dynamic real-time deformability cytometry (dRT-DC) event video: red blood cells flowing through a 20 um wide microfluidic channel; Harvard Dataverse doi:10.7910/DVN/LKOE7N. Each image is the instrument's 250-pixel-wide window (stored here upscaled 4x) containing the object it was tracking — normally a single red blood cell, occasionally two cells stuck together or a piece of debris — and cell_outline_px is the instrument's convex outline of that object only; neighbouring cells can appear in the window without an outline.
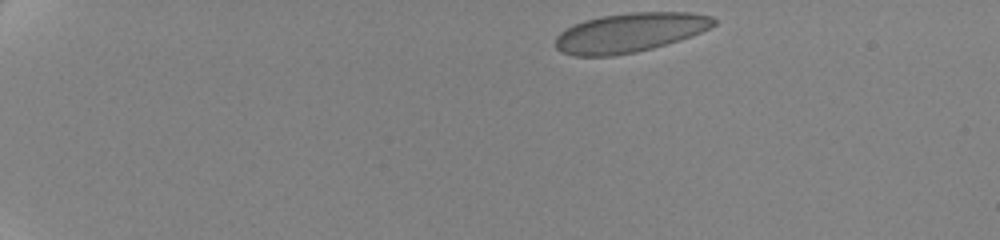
{"species": "human", "species_latin": "Homo sapiens", "temperature_condition": "cold", "stored_images_in_passage": 43, "camera_frame_rate_fps": 3000, "um_per_image_px": 0.085, "donor": {"sex": "female"}, "frame": {"image": 1, "passage_image": 1, "time_ms": 0.0, "image_size_px": [1000, 240], "cell_outline_px": [[716, 24], [700, 32], [680, 40], [652, 48], [636, 52], [612, 56], [576, 56], [564, 52], [556, 48], [556, 36], [560, 32], [584, 20], [600, 16], [632, 12], [688, 12], [712, 16], [716, 20]], "centroid_in_image_um": [53.54, 2.76], "position_along_channel_um": 31.5, "area_um2": 36.01}}
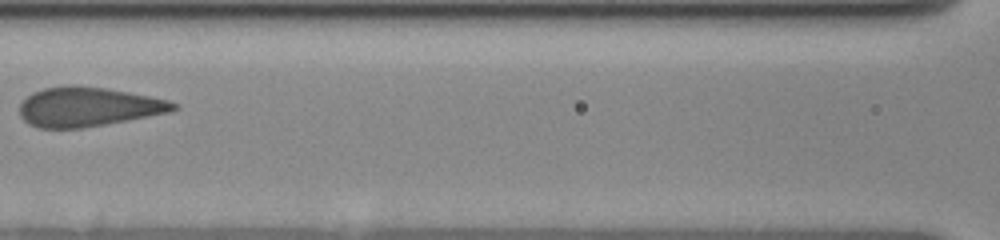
{"frame": {"image": 2, "passage_image": 26, "time_ms": 6.667, "image_size_px": [1000, 240], "cell_outline_px": [[180, 108], [172, 112], [104, 124], [80, 128], [36, 128], [28, 124], [20, 116], [20, 104], [32, 92], [44, 88], [68, 84], [76, 84], [104, 88], [128, 92], [168, 100], [176, 104]], "centroid_in_image_um": [7.47, 9.07], "position_along_channel_um": 159.1, "area_um2": 35.32}}
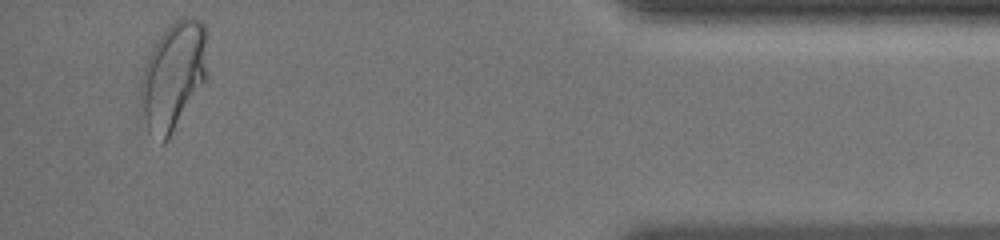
{"frame": {"image": 3, "passage_image": 42, "time_ms": 15.333, "image_size_px": [1000, 240], "cell_outline_px": [[208, 32], [204, 80], [168, 140], [164, 144], [160, 144], [148, 132], [144, 116], [140, 92], [140, 80], [148, 56], [152, 48], [160, 36], [180, 16], [184, 16], [200, 20], [204, 24]], "centroid_in_image_um": [14.72, 6.44], "position_along_channel_um": 420.5, "area_um2": 41.44}, "authors_computed_cell_mechanics": {"area_um2": 36.4718, "velocity_mm_per_s": 3.5114, "shape_relaxation_time_tau1_ms": 4.6527, "shape_relaxation_time_tau2_ms": null, "deformation_change_tau1": 0.1334, "deformation_change_tau2": null}}